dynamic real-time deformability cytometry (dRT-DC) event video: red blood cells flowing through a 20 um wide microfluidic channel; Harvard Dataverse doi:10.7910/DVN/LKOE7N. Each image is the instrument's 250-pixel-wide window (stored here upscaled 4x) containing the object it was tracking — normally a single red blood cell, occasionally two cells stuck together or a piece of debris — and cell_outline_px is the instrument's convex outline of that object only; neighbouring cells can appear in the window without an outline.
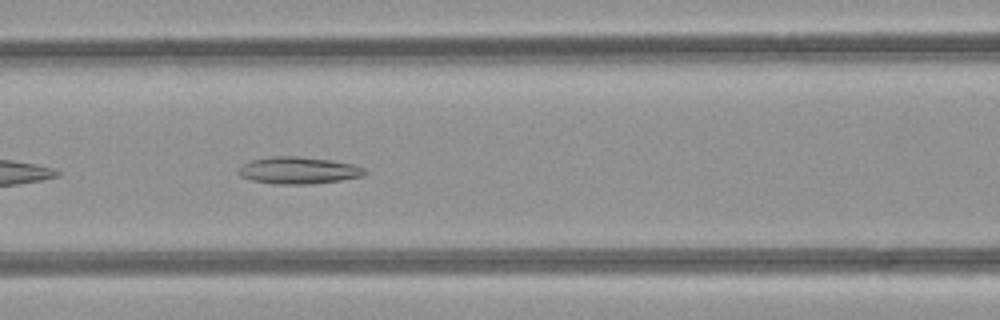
{"species": "common noctule bat (a hibernating species)", "species_latin": "Nyctalus noctula", "temperature_condition": "room temperature", "stored_images_in_passage": 35, "camera_frame_rate_fps": 3000, "um_per_image_px": 0.085, "animal": {"sex": "female", "body_mass_g": 21.9}, "frame": {"image": 1, "passage_image": 7, "time_ms": 2.0, "image_size_px": [1000, 320], "cell_outline_px": [[368, 172], [360, 176], [340, 180], [308, 184], [272, 184], [252, 180], [240, 176], [236, 172], [236, 168], [252, 160], [272, 156], [296, 156], [328, 160], [352, 164], [364, 168]], "centroid_in_image_um": [25.3, 14.48], "position_along_channel_um": 141.3, "area_um2": 19.71}}
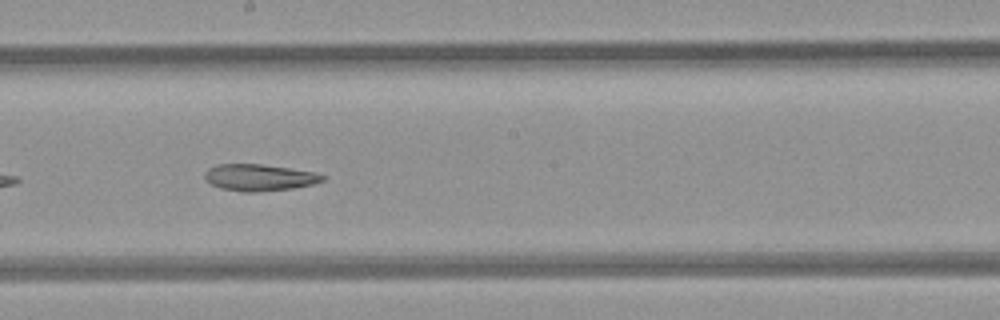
{"frame": {"image": 2, "passage_image": 13, "time_ms": 4.0, "image_size_px": [1000, 320], "cell_outline_px": [[324, 180], [312, 184], [292, 188], [256, 192], [244, 192], [220, 188], [204, 180], [204, 172], [208, 168], [216, 164], [264, 164], [316, 172], [324, 176]], "centroid_in_image_um": [22.0, 15.08], "position_along_channel_um": 226.2, "area_um2": 18.38}}
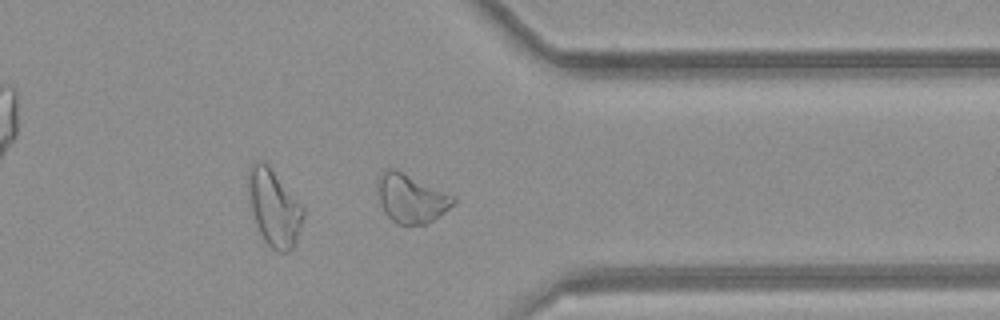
{"frame": {"image": 3, "passage_image": 24, "time_ms": 7.667, "image_size_px": [1000, 320], "cell_outline_px": [[456, 200], [444, 212], [432, 220], [424, 224], [396, 224], [384, 212], [380, 204], [380, 176], [388, 168], [396, 168], [456, 196]], "centroid_in_image_um": [34.98, 16.86], "position_along_channel_um": 376.4, "area_um2": 21.1}}